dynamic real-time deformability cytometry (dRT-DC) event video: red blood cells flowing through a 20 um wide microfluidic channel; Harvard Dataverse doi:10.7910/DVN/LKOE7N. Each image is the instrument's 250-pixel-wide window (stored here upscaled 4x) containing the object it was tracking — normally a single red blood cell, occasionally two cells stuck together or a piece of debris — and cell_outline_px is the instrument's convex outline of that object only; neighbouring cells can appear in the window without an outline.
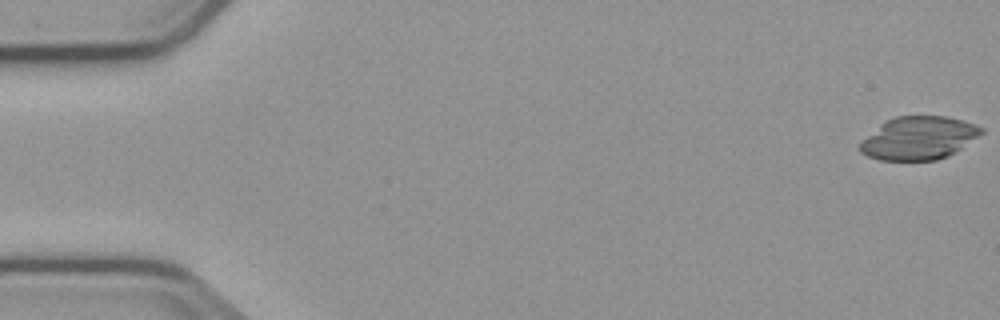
{"species": "common noctule bat (a hibernating species)", "species_latin": "Nyctalus noctula", "temperature_condition": "cold", "stored_images_in_passage": 4, "camera_frame_rate_fps": 3000, "um_per_image_px": 0.085, "animal": {"sex": "male", "body_mass_g": 23.1, "forearm_length_mm": 52.7}, "frame": {"image": 1, "passage_image": 1, "time_ms": 0.0, "image_size_px": [1000, 320], "cell_outline_px": [[984, 132], [948, 156], [936, 160], [880, 160], [868, 156], [860, 152], [856, 148], [880, 124], [896, 116], [944, 116], [964, 120], [976, 124], [984, 128]], "centroid_in_image_um": [78.1, 11.73], "position_along_channel_um": 6.9, "area_um2": 30.23}}